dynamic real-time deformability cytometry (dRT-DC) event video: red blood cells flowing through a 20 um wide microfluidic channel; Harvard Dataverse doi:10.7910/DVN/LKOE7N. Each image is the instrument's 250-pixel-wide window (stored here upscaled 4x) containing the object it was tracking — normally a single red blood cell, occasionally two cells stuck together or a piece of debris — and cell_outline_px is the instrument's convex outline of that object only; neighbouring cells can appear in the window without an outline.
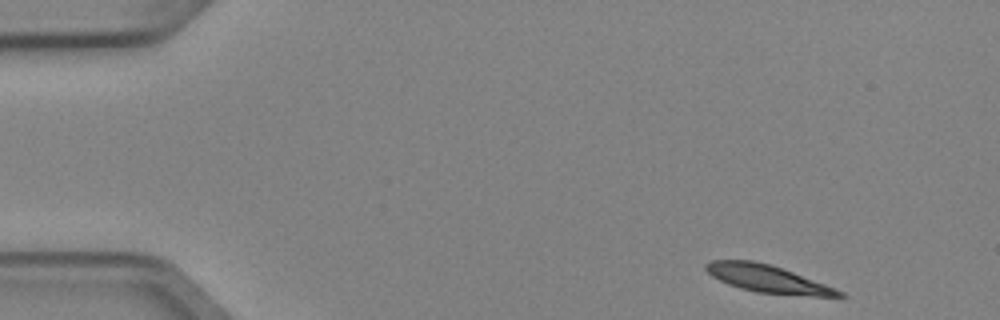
{"species": "Egyptian fruit bat (a non-hibernating species)", "species_latin": "Rousettus aegyptiacus", "temperature_condition": "cold", "stored_images_in_passage": 4, "camera_frame_rate_fps": 3000, "um_per_image_px": 0.085, "animal": {"sex": "female"}, "frame": {"image": 1, "passage_image": 1, "time_ms": 0.0, "image_size_px": [1000, 320], "cell_outline_px": [[848, 296], [812, 296], [756, 292], [740, 288], [728, 284], [712, 276], [704, 268], [704, 264], [712, 260], [752, 260], [772, 264], [836, 288], [844, 292]], "centroid_in_image_um": [65.25, 23.69], "position_along_channel_um": 19.7, "area_um2": 21.33}}
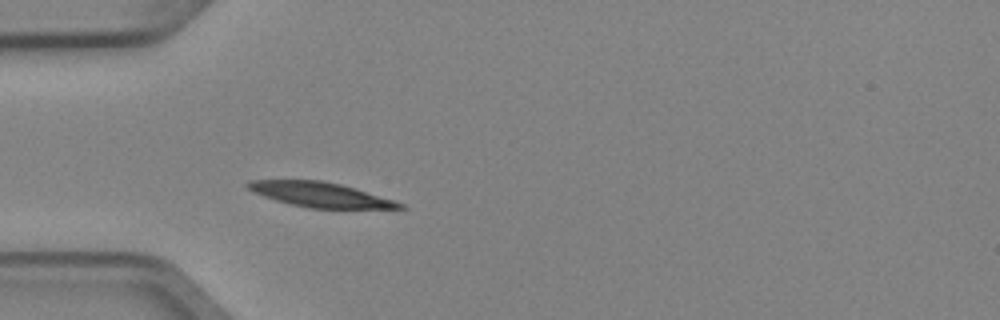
{"frame": {"image": 2, "passage_image": 4, "time_ms": 1.0, "image_size_px": [1000, 320], "cell_outline_px": [[408, 208], [308, 208], [276, 200], [252, 192], [244, 184], [248, 180], [320, 180], [340, 184], [356, 188], [396, 200], [404, 204]], "centroid_in_image_um": [27.23, 16.54], "position_along_channel_um": 57.8, "area_um2": 21.91}}